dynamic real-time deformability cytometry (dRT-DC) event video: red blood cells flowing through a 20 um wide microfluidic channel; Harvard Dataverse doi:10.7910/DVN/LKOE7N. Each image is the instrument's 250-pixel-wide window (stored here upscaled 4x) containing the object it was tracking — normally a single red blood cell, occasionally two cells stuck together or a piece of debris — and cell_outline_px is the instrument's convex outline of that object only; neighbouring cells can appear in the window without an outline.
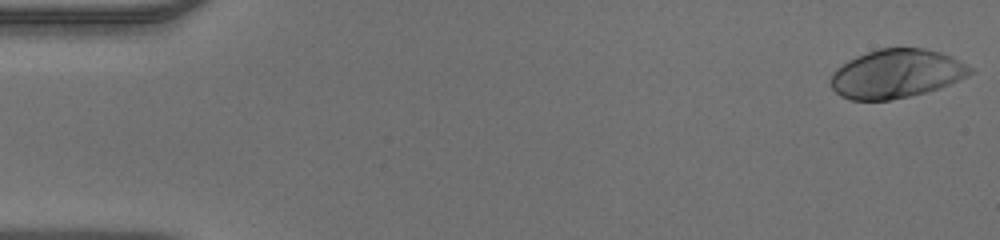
{"species": "human", "species_latin": "Homo sapiens", "temperature_condition": "warm", "stored_images_in_passage": 49, "camera_frame_rate_fps": 3000, "um_per_image_px": 0.085, "donor": {"sex": "male"}, "frame": {"image": 1, "passage_image": 1, "time_ms": 0.0, "image_size_px": [1000, 240], "cell_outline_px": [[976, 72], [968, 76], [940, 88], [908, 96], [888, 100], [852, 100], [840, 96], [828, 84], [828, 76], [836, 68], [848, 60], [856, 56], [880, 48], [924, 48], [940, 52], [952, 56], [972, 68]], "centroid_in_image_um": [76.16, 6.26], "position_along_channel_um": 8.8, "area_um2": 39.82}}
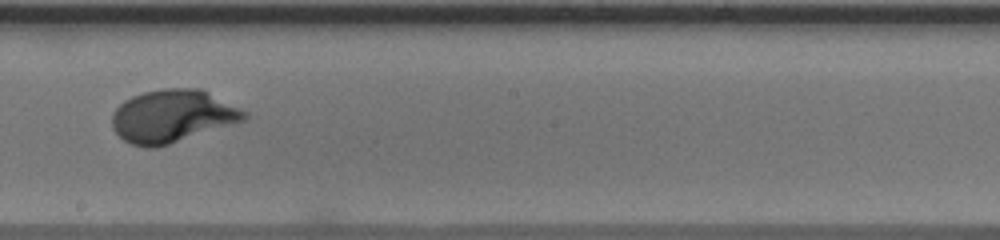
{"frame": {"image": 2, "passage_image": 28, "time_ms": 9.0, "image_size_px": [1000, 240], "cell_outline_px": [[248, 116], [244, 120], [232, 124], [156, 148], [144, 148], [132, 144], [124, 140], [112, 128], [112, 116], [116, 108], [124, 100], [132, 96], [144, 92], [164, 88], [200, 88], [248, 112]], "centroid_in_image_um": [14.63, 9.87], "position_along_channel_um": 233.6, "area_um2": 40.34}}
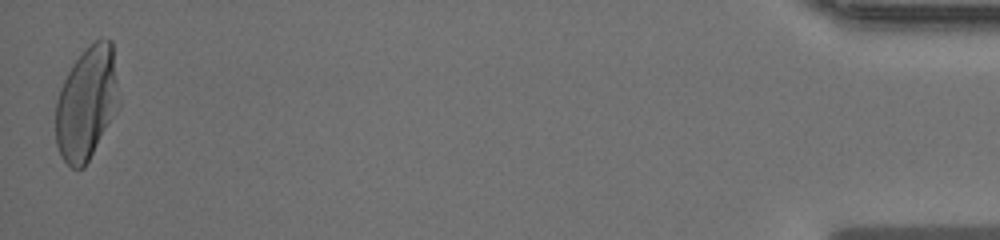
{"frame": {"image": 3, "passage_image": 49, "time_ms": 16.0, "image_size_px": [1000, 240], "cell_outline_px": [[120, 104], [84, 168], [72, 168], [60, 156], [56, 144], [56, 100], [60, 88], [72, 64], [84, 48], [96, 40], [112, 40], [120, 100]], "centroid_in_image_um": [7.37, 8.76], "position_along_channel_um": 427.8, "area_um2": 41.67}}